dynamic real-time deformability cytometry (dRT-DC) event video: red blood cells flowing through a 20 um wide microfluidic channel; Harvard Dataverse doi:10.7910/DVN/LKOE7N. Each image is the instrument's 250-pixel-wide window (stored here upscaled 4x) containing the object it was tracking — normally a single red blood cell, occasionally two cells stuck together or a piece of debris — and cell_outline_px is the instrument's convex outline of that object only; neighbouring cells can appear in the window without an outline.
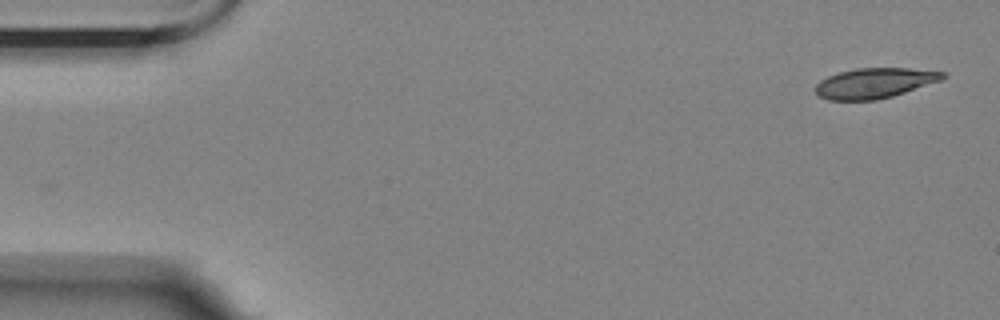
{"species": "Egyptian fruit bat (a non-hibernating species)", "species_latin": "Rousettus aegyptiacus", "temperature_condition": "room temperature", "stored_images_in_passage": 56, "camera_frame_rate_fps": 3000, "um_per_image_px": 0.085, "animal": {"sex": "female"}, "frame": {"image": 1, "passage_image": 1, "time_ms": 0.0, "image_size_px": [1000, 320], "cell_outline_px": [[948, 76], [940, 80], [892, 96], [876, 100], [828, 100], [820, 96], [816, 92], [816, 84], [820, 80], [828, 76], [840, 72], [856, 68], [908, 68], [944, 72]], "centroid_in_image_um": [74.32, 7.06], "position_along_channel_um": 10.7, "area_um2": 22.14}}
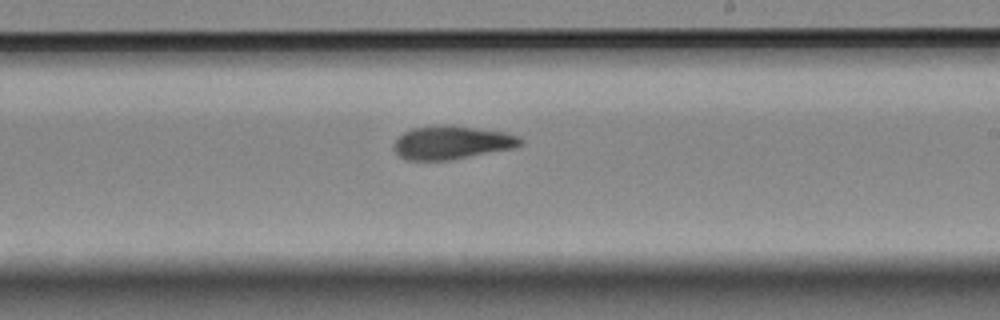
{"frame": {"image": 2, "passage_image": 32, "time_ms": 10.333, "image_size_px": [1000, 320], "cell_outline_px": [[524, 144], [512, 148], [448, 160], [408, 160], [400, 156], [392, 148], [396, 140], [404, 132], [412, 128], [444, 124], [452, 124], [504, 132], [516, 136], [524, 140]], "centroid_in_image_um": [38.39, 12.1], "position_along_channel_um": 250.6, "area_um2": 24.51}}
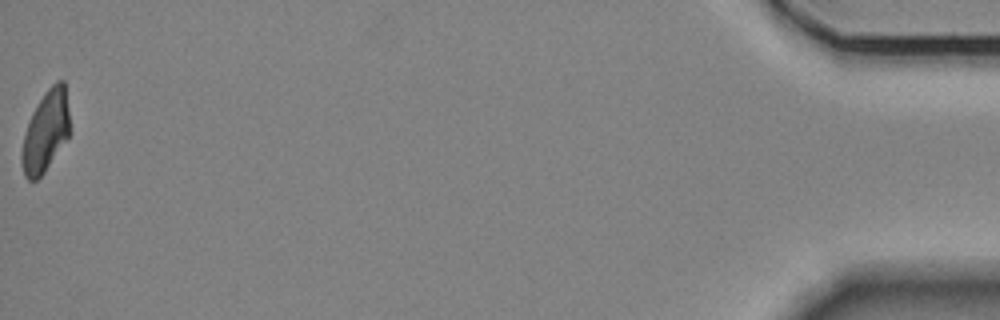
{"frame": {"image": 3, "passage_image": 56, "time_ms": 18.333, "image_size_px": [1000, 320], "cell_outline_px": [[72, 132], [44, 172], [36, 180], [28, 180], [24, 176], [20, 160], [20, 156], [24, 136], [32, 112], [44, 92], [56, 80], [64, 80]], "centroid_in_image_um": [3.9, 11.16], "position_along_channel_um": 431.3, "area_um2": 22.89}, "authors_computed_cell_mechanics": {"area_um2": 24.1893, "velocity_mm_per_s": 3.4701, "shape_relaxation_time_tau1_ms": 7.0498, "shape_relaxation_time_tau2_ms": 2.5716, "deformation_change_tau1": 0.1866, "deformation_change_tau2": 0.0883}}